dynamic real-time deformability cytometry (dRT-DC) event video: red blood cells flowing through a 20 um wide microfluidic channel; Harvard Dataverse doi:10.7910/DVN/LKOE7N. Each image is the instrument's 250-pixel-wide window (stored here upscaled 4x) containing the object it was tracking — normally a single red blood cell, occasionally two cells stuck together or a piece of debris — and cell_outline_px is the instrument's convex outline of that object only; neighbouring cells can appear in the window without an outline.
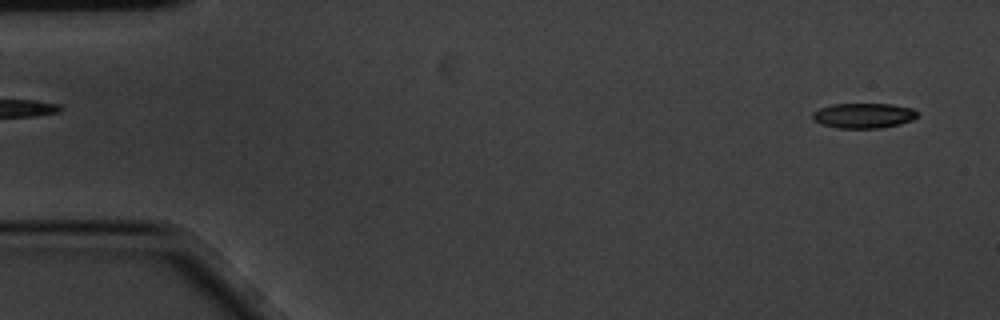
{"species": "common noctule bat (a hibernating species)", "species_latin": "Nyctalus noctula", "temperature_condition": "cold", "stored_images_in_passage": 6, "segment_of_instrument_passage": [2, 2], "camera_frame_rate_fps": 3000, "um_per_image_px": 0.085, "animal": {"sex": "male", "body_mass_g": 20.1, "forearm_length_mm": 53.5}, "frame": {"image": 1, "passage_image": 6, "time_ms": 1.667, "image_size_px": [1000, 320], "cell_outline_px": [[916, 116], [912, 120], [900, 124], [880, 128], [836, 128], [824, 124], [816, 120], [812, 116], [812, 112], [820, 108], [832, 104], [892, 104], [912, 108], [916, 112]], "centroid_in_image_um": [73.41, 9.82], "position_along_channel_um": 11.6, "area_um2": 15.14}}